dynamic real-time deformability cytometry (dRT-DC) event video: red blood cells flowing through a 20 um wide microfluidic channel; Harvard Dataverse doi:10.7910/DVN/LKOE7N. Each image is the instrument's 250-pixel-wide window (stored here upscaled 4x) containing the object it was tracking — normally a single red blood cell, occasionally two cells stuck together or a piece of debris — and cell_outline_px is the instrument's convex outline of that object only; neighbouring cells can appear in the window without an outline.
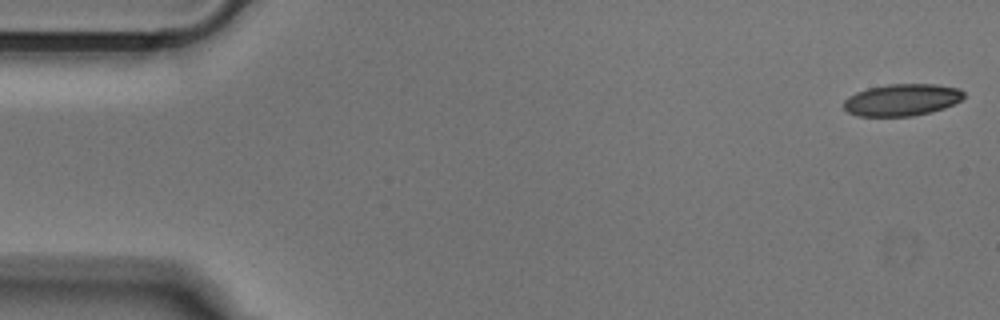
{"species": "Egyptian fruit bat (a non-hibernating species)", "species_latin": "Rousettus aegyptiacus", "temperature_condition": "cold", "stored_images_in_passage": 51, "camera_frame_rate_fps": 3000, "um_per_image_px": 0.085, "animal": {"sex": "male"}, "frame": {"image": 1, "passage_image": 1, "time_ms": 0.0, "image_size_px": [1000, 320], "cell_outline_px": [[964, 96], [960, 100], [944, 108], [912, 116], [856, 116], [848, 112], [844, 108], [844, 100], [848, 96], [856, 92], [868, 88], [888, 84], [936, 84], [960, 88], [964, 92]], "centroid_in_image_um": [76.64, 8.48], "position_along_channel_um": 8.4, "area_um2": 22.31}}
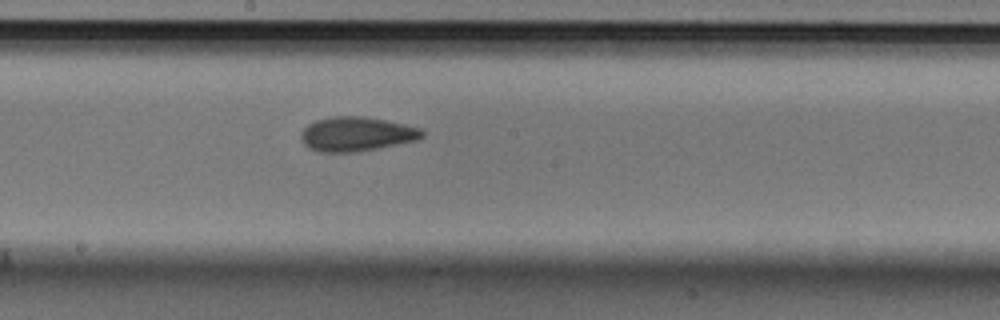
{"frame": {"image": 2, "passage_image": 27, "time_ms": 8.667, "image_size_px": [1000, 320], "cell_outline_px": [[424, 136], [416, 140], [376, 148], [352, 152], [320, 152], [308, 148], [304, 144], [300, 136], [304, 128], [308, 124], [316, 120], [332, 116], [364, 116], [404, 124], [420, 128], [424, 132]], "centroid_in_image_um": [30.27, 11.39], "position_along_channel_um": 217.9, "area_um2": 24.04}}
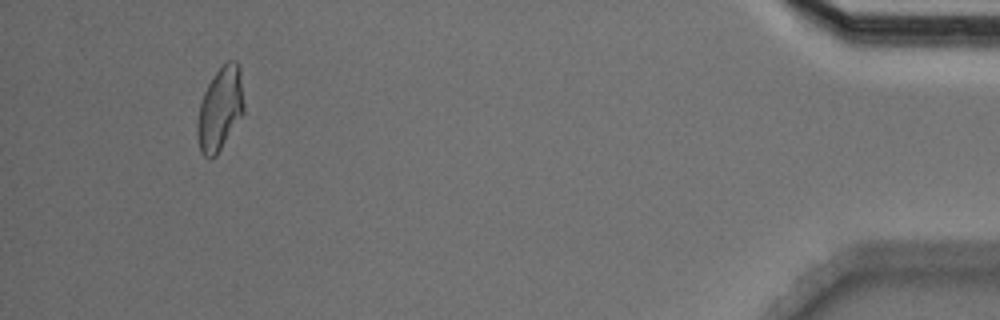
{"frame": {"image": 3, "passage_image": 48, "time_ms": 15.667, "image_size_px": [1000, 320], "cell_outline_px": [[244, 112], [216, 156], [208, 160], [200, 152], [196, 132], [196, 124], [200, 104], [204, 92], [208, 84], [216, 72], [228, 60], [236, 60], [240, 68], [244, 104]], "centroid_in_image_um": [18.69, 9.28], "position_along_channel_um": 416.5, "area_um2": 22.66}}